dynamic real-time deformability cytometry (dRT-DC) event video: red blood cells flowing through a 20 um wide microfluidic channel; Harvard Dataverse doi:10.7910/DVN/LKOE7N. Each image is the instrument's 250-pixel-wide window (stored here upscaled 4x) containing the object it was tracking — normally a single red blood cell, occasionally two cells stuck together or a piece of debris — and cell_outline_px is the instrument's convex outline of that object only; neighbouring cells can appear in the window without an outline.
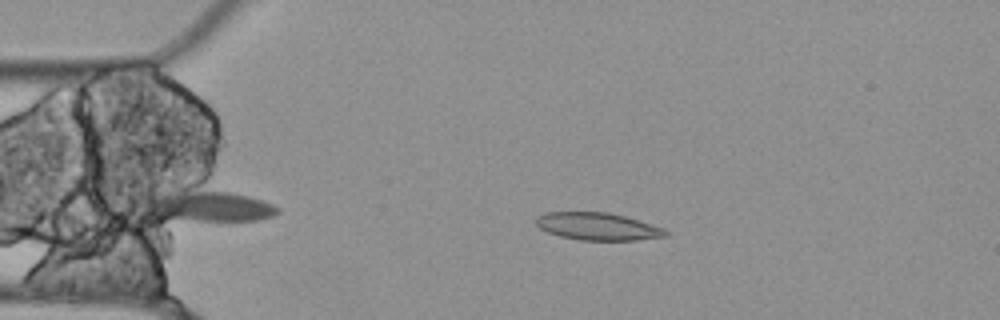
{"species": "Egyptian fruit bat (a non-hibernating species)", "species_latin": "Rousettus aegyptiacus", "temperature_condition": "cold", "stored_images_in_passage": 50, "camera_frame_rate_fps": 3000, "um_per_image_px": 0.085, "animal": {"sex": "female"}, "frame": {"image": 1, "passage_image": 11, "time_ms": 3.333, "image_size_px": [1000, 320], "cell_outline_px": [[668, 236], [636, 240], [580, 240], [560, 236], [548, 232], [540, 228], [536, 224], [536, 216], [544, 212], [608, 212], [624, 216], [664, 228], [668, 232]], "centroid_in_image_um": [50.79, 19.24], "position_along_channel_um": 34.2, "area_um2": 20.69}}
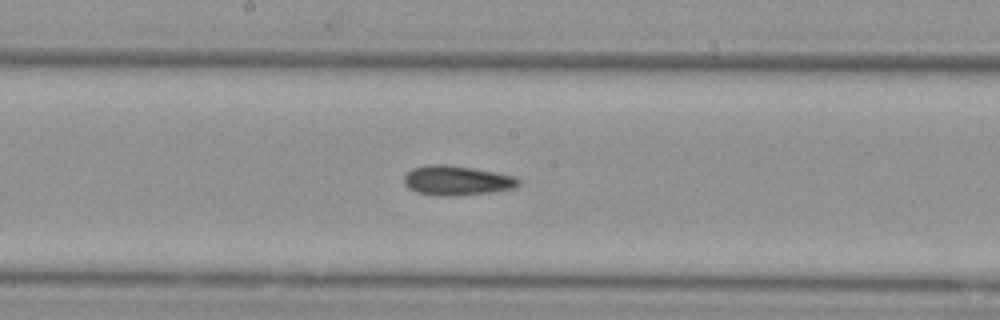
{"frame": {"image": 2, "passage_image": 28, "time_ms": 9.0, "image_size_px": [1000, 320], "cell_outline_px": [[520, 184], [516, 188], [492, 192], [444, 196], [436, 196], [416, 192], [408, 188], [404, 184], [404, 176], [412, 168], [432, 164], [444, 164], [472, 168], [496, 172], [516, 176], [520, 180]], "centroid_in_image_um": [38.84, 15.34], "position_along_channel_um": 209.4, "area_um2": 19.83}}
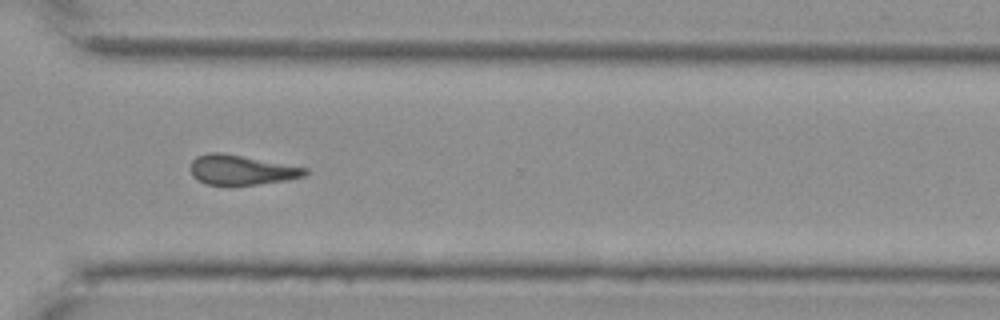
{"frame": {"image": 3, "passage_image": 40, "time_ms": 13.0, "image_size_px": [1000, 320], "cell_outline_px": [[308, 172], [304, 176], [288, 180], [256, 184], [208, 184], [192, 176], [192, 160], [196, 156], [208, 152], [220, 152], [308, 168]], "centroid_in_image_um": [20.53, 14.43], "position_along_channel_um": 350.1, "area_um2": 19.48}, "authors_computed_cell_mechanics": {"area_um2": 20.4034, "velocity_mm_per_s": 3.5178, "shape_relaxation_time_tau1_ms": 0.0364, "shape_relaxation_time_tau2_ms": null, "deformation_change_tau1": 0.0016, "deformation_change_tau2": null}}